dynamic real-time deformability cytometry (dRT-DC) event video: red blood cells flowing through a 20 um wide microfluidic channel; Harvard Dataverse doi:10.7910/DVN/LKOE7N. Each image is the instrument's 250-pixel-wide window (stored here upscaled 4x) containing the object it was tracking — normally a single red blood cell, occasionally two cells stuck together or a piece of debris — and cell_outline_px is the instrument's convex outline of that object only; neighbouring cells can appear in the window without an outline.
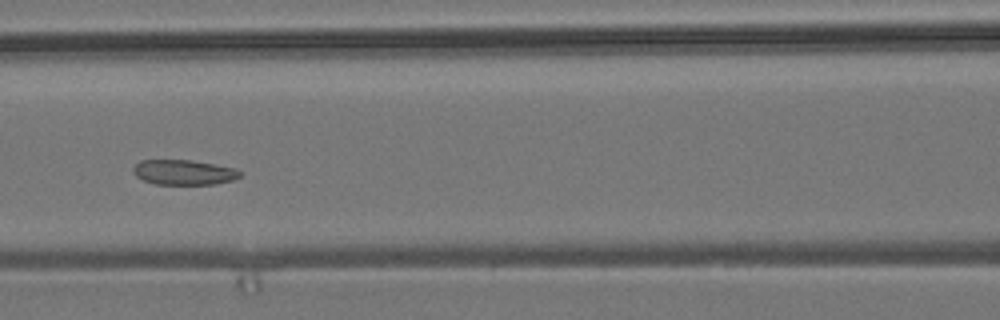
{"species": "common noctule bat (a hibernating species)", "species_latin": "Nyctalus noctula", "temperature_condition": "room temperature", "stored_images_in_passage": 9, "camera_frame_rate_fps": 3000, "um_per_image_px": 0.085, "animal": {"sex": "male", "body_mass_g": 19.2, "forearm_length_mm": 51.8}, "frame": {"image": 1, "passage_image": 8, "time_ms": 2.333, "image_size_px": [1000, 320], "cell_outline_px": [[244, 172], [240, 176], [232, 180], [216, 184], [156, 184], [144, 180], [136, 176], [132, 172], [132, 168], [140, 160], [192, 160], [216, 164], [236, 168]], "centroid_in_image_um": [15.65, 14.64], "position_along_channel_um": 150.9, "area_um2": 15.72}}
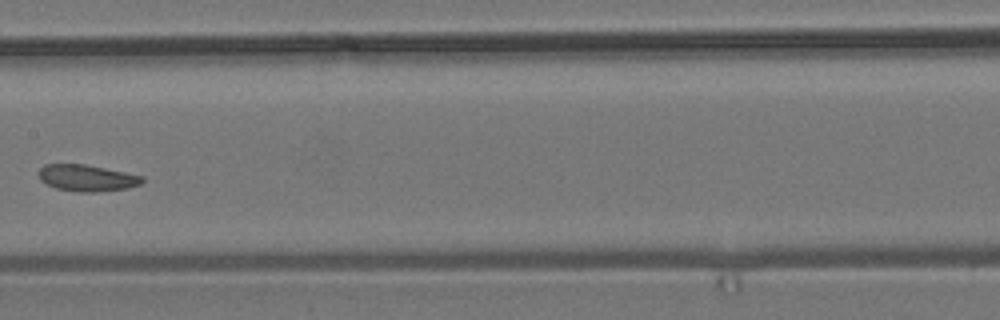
{"frame": {"image": 2, "passage_image": 9, "time_ms": 2.667, "image_size_px": [1000, 320], "cell_outline_px": [[144, 180], [140, 184], [128, 188], [96, 192], [80, 192], [56, 188], [40, 180], [40, 168], [44, 164], [84, 164], [144, 176]], "centroid_in_image_um": [7.41, 15.13], "position_along_channel_um": 200.0, "area_um2": 15.84}}